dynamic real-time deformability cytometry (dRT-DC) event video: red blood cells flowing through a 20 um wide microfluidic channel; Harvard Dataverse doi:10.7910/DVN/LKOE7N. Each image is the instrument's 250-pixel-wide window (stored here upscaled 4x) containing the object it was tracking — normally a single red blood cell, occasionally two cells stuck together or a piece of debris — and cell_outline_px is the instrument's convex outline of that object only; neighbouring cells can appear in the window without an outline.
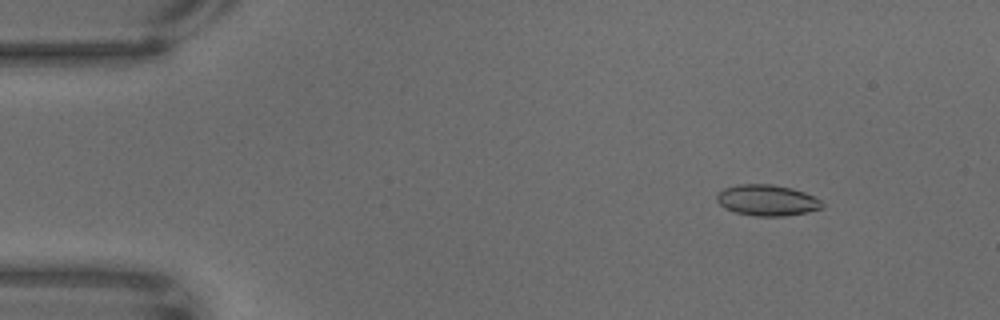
{"species": "common noctule bat (a hibernating species)", "species_latin": "Nyctalus noctula", "temperature_condition": "warm", "stored_images_in_passage": 66, "camera_frame_rate_fps": 3000, "um_per_image_px": 0.085, "animal": {"sex": "male", "body_mass_g": 18.8}, "frame": {"image": 1, "passage_image": 8, "time_ms": 2.333, "image_size_px": [1000, 320], "cell_outline_px": [[824, 208], [808, 212], [784, 216], [756, 216], [736, 212], [724, 208], [716, 200], [716, 196], [724, 188], [736, 184], [772, 184], [792, 188], [804, 192], [820, 200], [824, 204]], "centroid_in_image_um": [65.21, 17.02], "position_along_channel_um": 19.8, "area_um2": 19.07}}
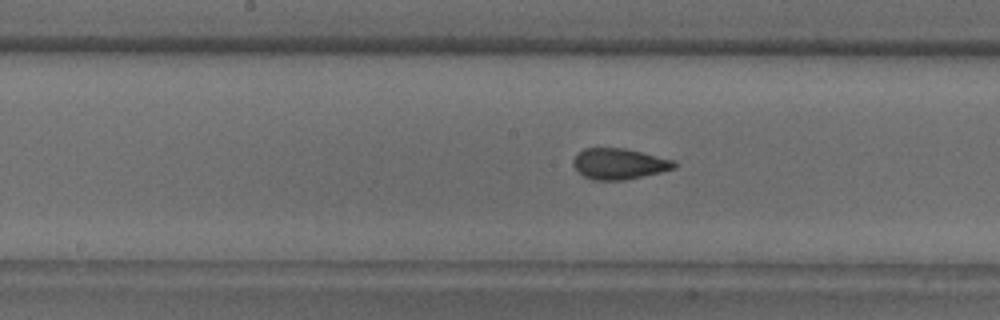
{"frame": {"image": 2, "passage_image": 34, "time_ms": 11.0, "image_size_px": [1000, 320], "cell_outline_px": [[676, 168], [660, 172], [624, 180], [592, 180], [584, 176], [572, 164], [572, 160], [584, 148], [624, 148], [676, 160]], "centroid_in_image_um": [52.64, 13.92], "position_along_channel_um": 195.6, "area_um2": 18.09}}
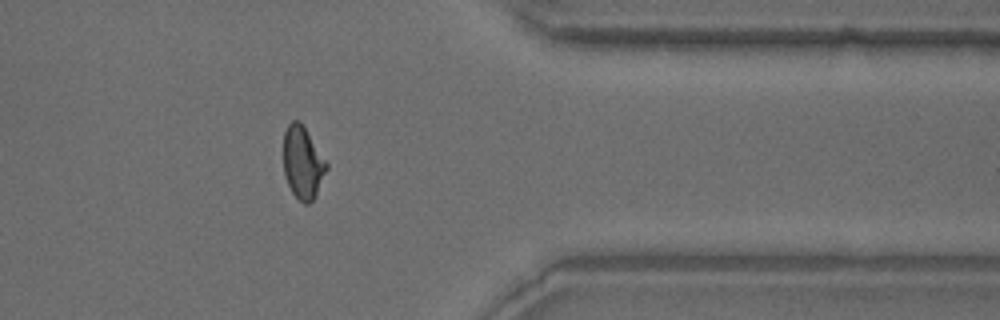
{"frame": {"image": 3, "passage_image": 54, "time_ms": 17.667, "image_size_px": [1000, 320], "cell_outline_px": [[328, 168], [312, 200], [308, 204], [304, 204], [292, 192], [284, 176], [284, 132], [288, 124], [292, 120], [300, 120], [328, 164]], "centroid_in_image_um": [25.72, 13.79], "position_along_channel_um": 385.7, "area_um2": 17.92}}